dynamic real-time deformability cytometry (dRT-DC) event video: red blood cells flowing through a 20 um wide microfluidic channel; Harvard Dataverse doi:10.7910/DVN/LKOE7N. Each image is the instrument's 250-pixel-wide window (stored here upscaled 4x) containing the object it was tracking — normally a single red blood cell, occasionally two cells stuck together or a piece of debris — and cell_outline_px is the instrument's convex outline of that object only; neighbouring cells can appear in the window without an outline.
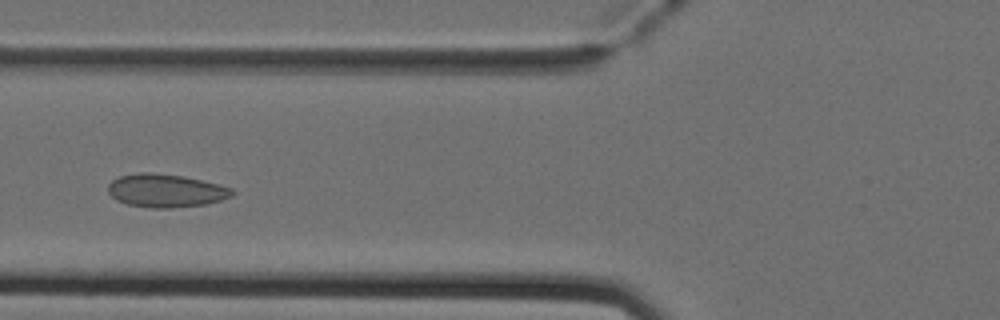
{"species": "Egyptian fruit bat (a non-hibernating species)", "species_latin": "Rousettus aegyptiacus", "temperature_condition": "cold", "stored_images_in_passage": 47, "camera_frame_rate_fps": 3000, "um_per_image_px": 0.085, "animal": {"sex": "female"}, "frame": {"image": 1, "passage_image": 16, "time_ms": 5.0, "image_size_px": [1000, 320], "cell_outline_px": [[236, 192], [232, 196], [220, 200], [204, 204], [172, 208], [148, 208], [128, 204], [116, 200], [108, 192], [108, 184], [112, 180], [120, 176], [140, 172], [152, 172], [184, 176], [232, 188]], "centroid_in_image_um": [14.07, 16.2], "position_along_channel_um": 111.7, "area_um2": 23.99}}
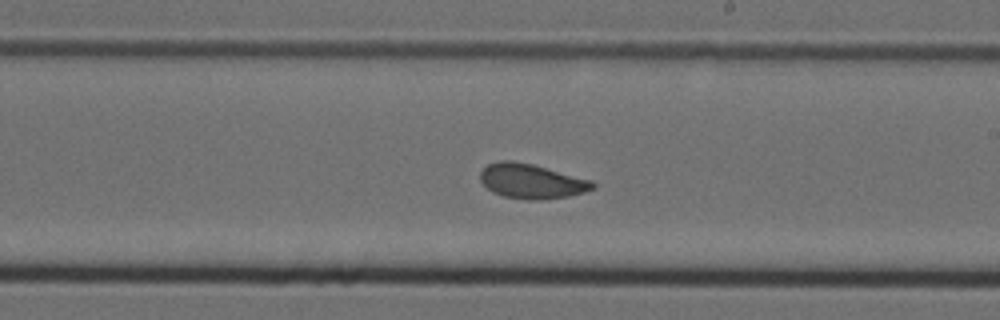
{"frame": {"image": 2, "passage_image": 26, "time_ms": 8.333, "image_size_px": [1000, 320], "cell_outline_px": [[596, 188], [584, 192], [568, 196], [540, 200], [528, 200], [504, 196], [492, 192], [480, 180], [480, 172], [488, 164], [500, 160], [512, 160], [532, 164], [592, 180], [596, 184]], "centroid_in_image_um": [45.19, 15.4], "position_along_channel_um": 243.8, "area_um2": 22.72}}
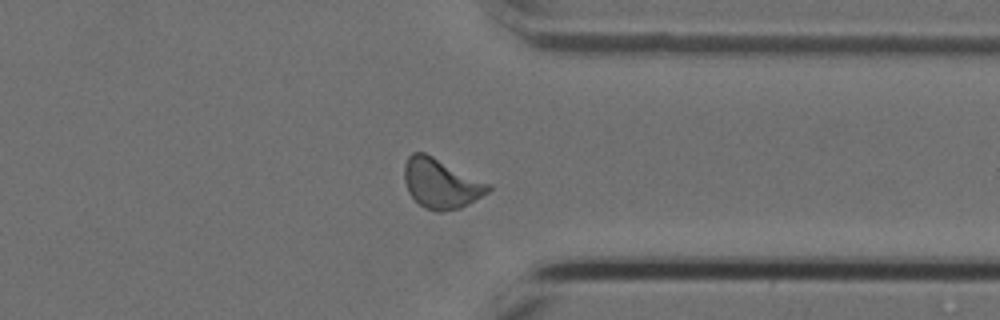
{"frame": {"image": 3, "passage_image": 36, "time_ms": 11.667, "image_size_px": [1000, 320], "cell_outline_px": [[492, 188], [488, 192], [460, 208], [440, 212], [436, 212], [424, 208], [408, 192], [404, 180], [404, 164], [408, 156], [412, 152], [424, 152], [492, 184]], "centroid_in_image_um": [37.48, 15.59], "position_along_channel_um": 373.9, "area_um2": 24.33}, "authors_computed_cell_mechanics": {"area_um2": 22.7154, "velocity_mm_per_s": 3.9662, "shape_relaxation_time_tau1_ms": 4.827, "shape_relaxation_time_tau2_ms": 1.8888, "deformation_change_tau1": 0.0765, "deformation_change_tau2": 0.0449}}